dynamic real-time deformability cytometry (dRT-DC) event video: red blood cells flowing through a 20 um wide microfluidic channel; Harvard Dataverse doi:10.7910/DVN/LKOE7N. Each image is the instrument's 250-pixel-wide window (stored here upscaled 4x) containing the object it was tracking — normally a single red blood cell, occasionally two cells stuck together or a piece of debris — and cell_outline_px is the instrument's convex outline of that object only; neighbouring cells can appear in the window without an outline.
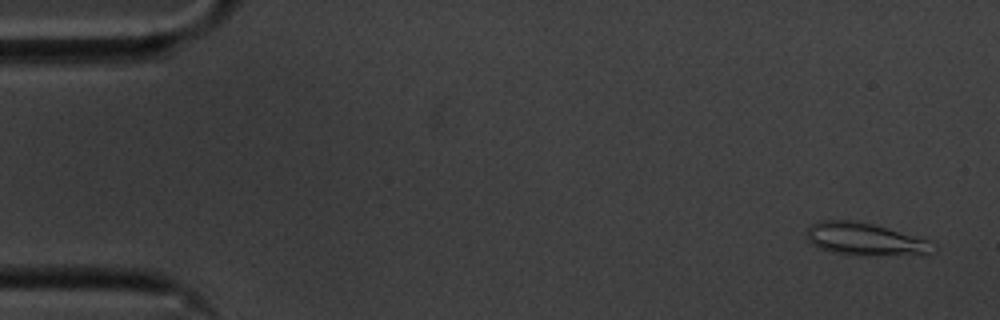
{"species": "common noctule bat (a hibernating species)", "species_latin": "Nyctalus noctula", "temperature_condition": "cold", "stored_images_in_passage": 54, "camera_frame_rate_fps": 3000, "um_per_image_px": 0.085, "animal": {"sex": "male", "body_mass_g": 20.1, "forearm_length_mm": 53.5}, "frame": {"image": 1, "passage_image": 1, "time_ms": 0.0, "image_size_px": [1000, 320], "cell_outline_px": [[936, 244], [928, 252], [872, 256], [852, 256], [832, 252], [820, 248], [812, 244], [804, 236], [804, 232], [812, 224], [820, 220], [852, 220], [872, 224], [928, 240]], "centroid_in_image_um": [73.39, 20.33], "position_along_channel_um": 11.6, "area_um2": 23.76}}
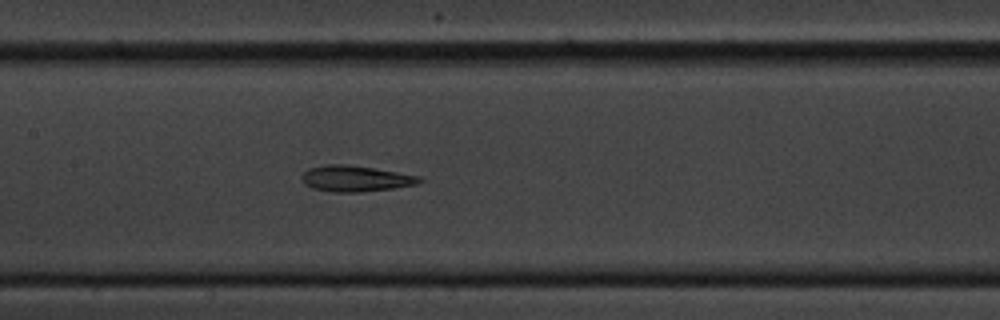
{"frame": {"image": 2, "passage_image": 25, "time_ms": 8.0, "image_size_px": [1000, 320], "cell_outline_px": [[424, 180], [416, 184], [392, 188], [360, 192], [332, 192], [312, 188], [304, 184], [300, 180], [300, 176], [308, 168], [324, 164], [348, 164], [420, 176]], "centroid_in_image_um": [30.15, 15.17], "position_along_channel_um": 177.3, "area_um2": 17.86}}
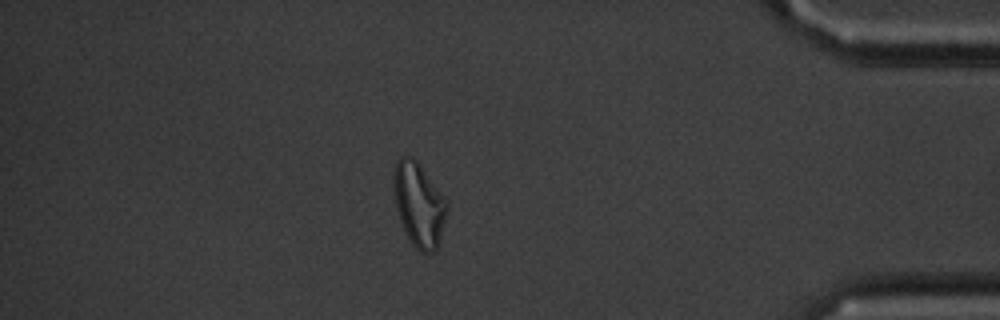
{"frame": {"image": 3, "passage_image": 47, "time_ms": 15.333, "image_size_px": [1000, 320], "cell_outline_px": [[448, 212], [436, 248], [432, 252], [420, 252], [412, 244], [404, 228], [396, 208], [392, 184], [392, 176], [396, 164], [400, 156], [412, 156], [420, 164], [444, 196], [448, 204]], "centroid_in_image_um": [35.6, 17.34], "position_along_channel_um": 399.6, "area_um2": 25.95}, "authors_computed_cell_mechanics": {"area_um2": 19.1607, "velocity_mm_per_s": 3.5528, "shape_relaxation_time_tau1_ms": null, "shape_relaxation_time_tau2_ms": 2.7922, "deformation_change_tau1": null, "deformation_change_tau2": 0.1121}}